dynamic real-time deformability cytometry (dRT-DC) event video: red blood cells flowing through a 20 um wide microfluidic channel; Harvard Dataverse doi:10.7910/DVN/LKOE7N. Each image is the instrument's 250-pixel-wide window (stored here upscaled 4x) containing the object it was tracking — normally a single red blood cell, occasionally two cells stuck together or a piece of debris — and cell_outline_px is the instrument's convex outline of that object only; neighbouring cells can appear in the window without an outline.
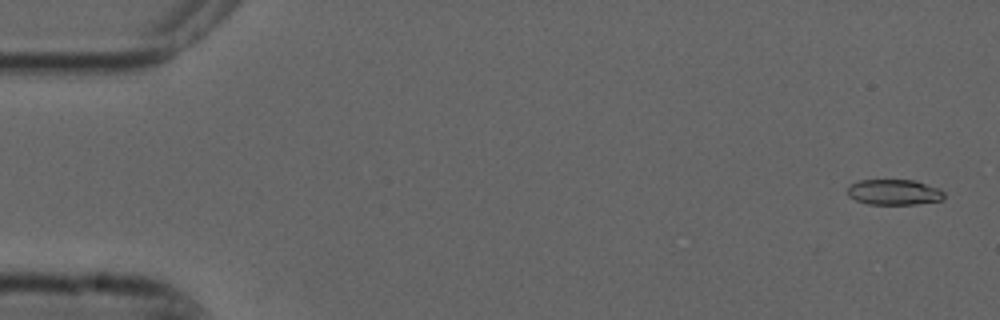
{"species": "common noctule bat (a hibernating species)", "species_latin": "Nyctalus noctula", "temperature_condition": "cold", "stored_images_in_passage": 5, "camera_frame_rate_fps": 3000, "um_per_image_px": 0.085, "animal": {"sex": "male", "forearm_length_mm": 52.5}, "frame": {"image": 1, "passage_image": 1, "time_ms": 0.0, "image_size_px": [1000, 320], "cell_outline_px": [[944, 200], [916, 204], [868, 204], [856, 200], [848, 196], [848, 188], [852, 184], [860, 180], [916, 180], [940, 188], [944, 192]], "centroid_in_image_um": [76.05, 16.33], "position_along_channel_um": 9.0, "area_um2": 14.45}}
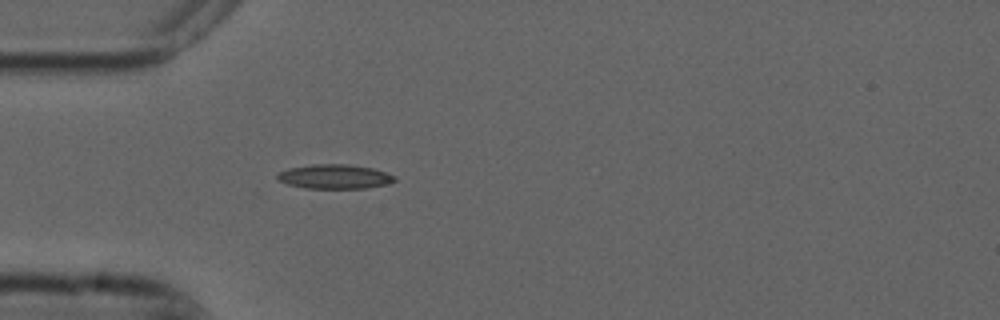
{"frame": {"image": 2, "passage_image": 5, "time_ms": 1.333, "image_size_px": [1000, 320], "cell_outline_px": [[396, 180], [384, 184], [364, 188], [304, 188], [288, 184], [276, 180], [276, 176], [280, 172], [288, 168], [312, 164], [348, 164], [372, 168], [388, 172], [396, 176]], "centroid_in_image_um": [28.42, 15.0], "position_along_channel_um": 56.6, "area_um2": 16.65}}